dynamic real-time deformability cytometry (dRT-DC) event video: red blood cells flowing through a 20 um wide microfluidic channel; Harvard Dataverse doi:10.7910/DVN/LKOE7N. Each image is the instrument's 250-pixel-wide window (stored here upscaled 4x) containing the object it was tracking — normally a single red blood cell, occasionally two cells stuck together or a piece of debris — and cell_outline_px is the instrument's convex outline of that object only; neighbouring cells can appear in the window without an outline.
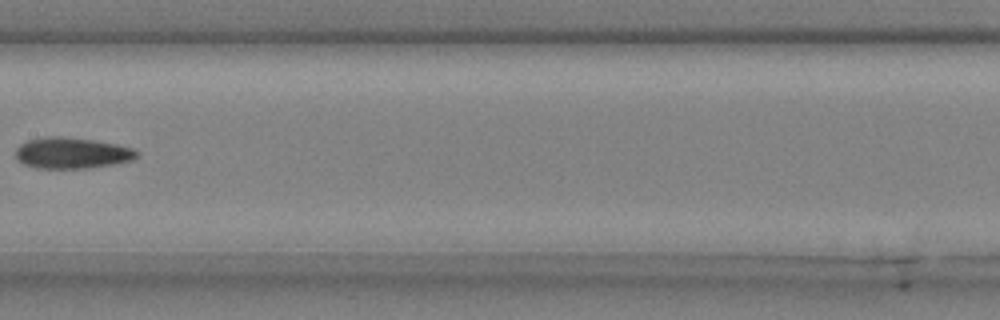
{"species": "common noctule bat (a hibernating species)", "species_latin": "Nyctalus noctula", "temperature_condition": "cold", "stored_images_in_passage": 8, "camera_frame_rate_fps": 3000, "um_per_image_px": 0.085, "animal": {"sex": "male", "body_mass_g": 20.4}, "frame": {"image": 1, "passage_image": 7, "time_ms": 2.0, "image_size_px": [1000, 320], "cell_outline_px": [[140, 156], [132, 160], [112, 164], [88, 168], [36, 168], [24, 164], [16, 160], [16, 148], [20, 144], [28, 140], [44, 136], [60, 136], [92, 140], [116, 144], [136, 148], [140, 152]], "centroid_in_image_um": [6.13, 13.0], "position_along_channel_um": 201.3, "area_um2": 22.14}}
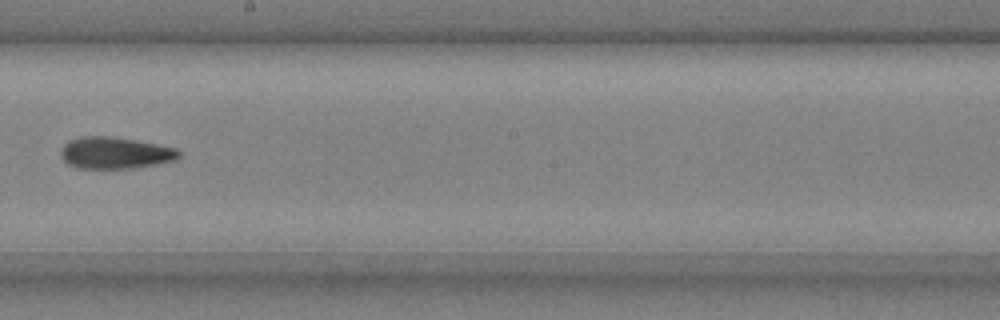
{"frame": {"image": 2, "passage_image": 8, "time_ms": 2.333, "image_size_px": [1000, 320], "cell_outline_px": [[180, 156], [176, 160], [156, 164], [128, 168], [76, 168], [68, 164], [60, 156], [60, 152], [64, 144], [68, 140], [84, 136], [108, 136], [156, 144], [176, 148], [180, 152]], "centroid_in_image_um": [9.75, 13.0], "position_along_channel_um": 238.5, "area_um2": 21.62}}